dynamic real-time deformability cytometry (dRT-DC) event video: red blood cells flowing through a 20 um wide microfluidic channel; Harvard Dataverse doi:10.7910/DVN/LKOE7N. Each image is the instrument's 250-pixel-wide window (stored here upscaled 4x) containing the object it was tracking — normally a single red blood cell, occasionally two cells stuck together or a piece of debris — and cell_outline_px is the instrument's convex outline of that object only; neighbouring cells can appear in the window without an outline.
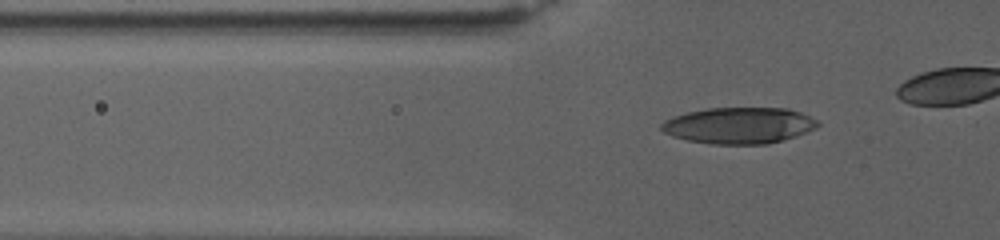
{"species": "human", "species_latin": "Homo sapiens", "temperature_condition": "warm", "stored_images_in_passage": 70, "camera_frame_rate_fps": 3000, "um_per_image_px": 0.085, "donor": {"sex": "female"}, "frame": {"image": 1, "passage_image": 30, "time_ms": 9.667, "image_size_px": [1000, 240], "cell_outline_px": [[820, 124], [816, 128], [796, 136], [784, 140], [768, 144], [712, 144], [688, 140], [672, 136], [664, 132], [660, 128], [660, 124], [664, 120], [672, 116], [688, 112], [708, 108], [788, 108], [800, 112], [816, 120]], "centroid_in_image_um": [62.8, 10.66], "position_along_channel_um": 63.0, "area_um2": 33.12}}
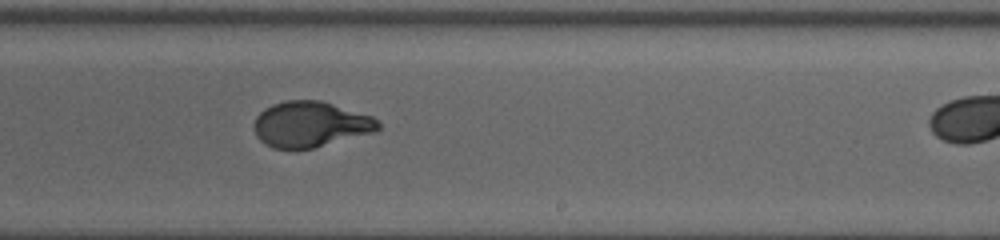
{"frame": {"image": 2, "passage_image": 53, "time_ms": 17.333, "image_size_px": [1000, 240], "cell_outline_px": [[380, 128], [376, 132], [312, 148], [272, 148], [264, 144], [256, 136], [252, 128], [252, 124], [256, 116], [264, 108], [272, 104], [284, 100], [320, 100], [372, 116], [380, 124]], "centroid_in_image_um": [26.34, 10.56], "position_along_channel_um": 262.7, "area_um2": 33.18}}
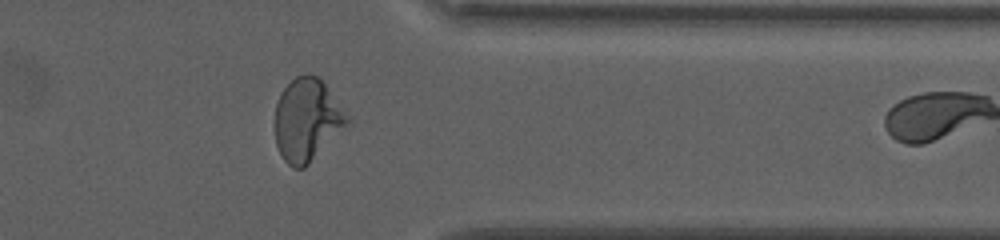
{"frame": {"image": 3, "passage_image": 67, "time_ms": 22.0, "image_size_px": [1000, 240], "cell_outline_px": [[348, 120], [308, 164], [304, 168], [292, 168], [284, 160], [276, 144], [276, 104], [280, 92], [296, 76], [308, 72], [316, 76], [324, 84]], "centroid_in_image_um": [26.0, 10.17], "position_along_channel_um": 385.4, "area_um2": 33.12}}